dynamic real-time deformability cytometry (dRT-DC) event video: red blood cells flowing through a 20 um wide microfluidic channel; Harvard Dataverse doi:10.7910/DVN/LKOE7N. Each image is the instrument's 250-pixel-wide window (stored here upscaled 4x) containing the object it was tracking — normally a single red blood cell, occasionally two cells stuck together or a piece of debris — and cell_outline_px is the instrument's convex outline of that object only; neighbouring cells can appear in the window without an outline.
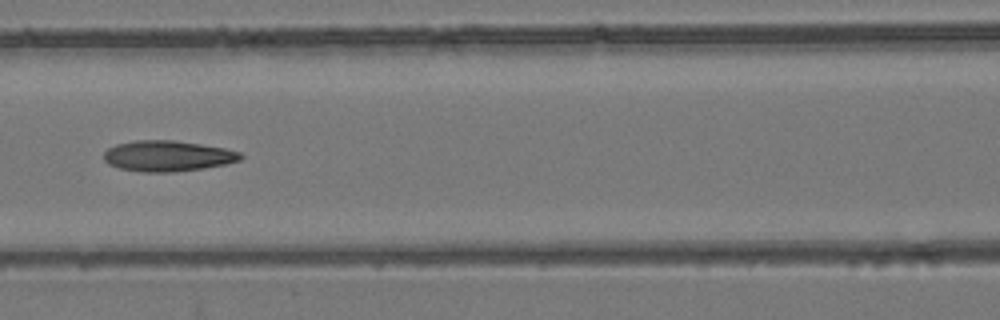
{"species": "common noctule bat (a hibernating species)", "species_latin": "Nyctalus noctula", "temperature_condition": "room temperature", "stored_images_in_passage": 7, "camera_frame_rate_fps": 3000, "um_per_image_px": 0.085, "animal": {"sex": "female", "body_mass_g": 24.6, "forearm_length_mm": 56.2}, "frame": {"image": 1, "passage_image": 7, "time_ms": 2.0, "image_size_px": [1000, 320], "cell_outline_px": [[244, 156], [240, 160], [224, 164], [204, 168], [172, 172], [144, 172], [120, 168], [108, 164], [104, 160], [104, 152], [108, 148], [116, 144], [136, 140], [172, 140], [200, 144], [224, 148], [240, 152]], "centroid_in_image_um": [14.23, 13.25], "position_along_channel_um": 152.4, "area_um2": 24.39}}